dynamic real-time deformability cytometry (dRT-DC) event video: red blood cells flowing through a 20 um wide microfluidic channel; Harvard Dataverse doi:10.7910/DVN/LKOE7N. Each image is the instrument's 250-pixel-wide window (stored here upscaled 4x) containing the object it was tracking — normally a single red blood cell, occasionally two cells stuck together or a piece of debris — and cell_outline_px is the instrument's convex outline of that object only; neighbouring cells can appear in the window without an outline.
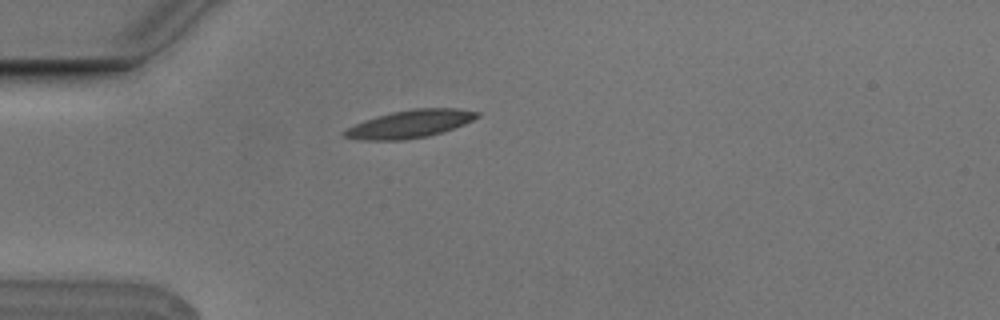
{"species": "Egyptian fruit bat (a non-hibernating species)", "species_latin": "Rousettus aegyptiacus", "temperature_condition": "cold", "stored_images_in_passage": 6, "camera_frame_rate_fps": 3000, "um_per_image_px": 0.085, "animal": {"sex": "male"}, "frame": {"image": 1, "passage_image": 1, "time_ms": 0.0, "image_size_px": [1000, 320], "cell_outline_px": [[480, 116], [464, 124], [428, 136], [404, 140], [364, 140], [340, 136], [340, 132], [364, 120], [376, 116], [392, 112], [416, 108], [456, 108], [480, 112]], "centroid_in_image_um": [34.82, 10.53], "position_along_channel_um": 50.2, "area_um2": 21.39}}